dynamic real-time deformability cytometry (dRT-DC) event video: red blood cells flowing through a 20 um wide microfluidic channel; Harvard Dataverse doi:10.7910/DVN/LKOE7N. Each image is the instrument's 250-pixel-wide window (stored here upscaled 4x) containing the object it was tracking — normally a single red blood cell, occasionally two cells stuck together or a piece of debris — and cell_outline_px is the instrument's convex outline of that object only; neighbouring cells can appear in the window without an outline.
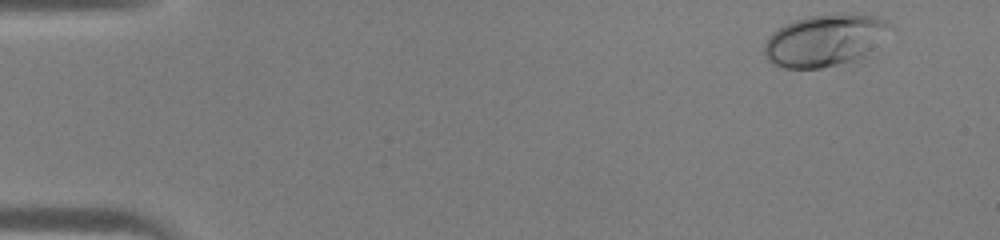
{"species": "human", "species_latin": "Homo sapiens", "temperature_condition": "warm", "stored_images_in_passage": 43, "camera_frame_rate_fps": 3000, "um_per_image_px": 0.085, "donor": {"sex": "male"}, "frame": {"image": 1, "passage_image": 2, "time_ms": 0.333, "image_size_px": [1000, 240], "cell_outline_px": [[896, 28], [864, 56], [856, 60], [820, 68], [784, 68], [768, 60], [764, 52], [764, 44], [768, 36], [772, 32], [784, 24], [808, 16], [836, 12], [840, 12], [872, 16], [884, 20], [892, 24]], "centroid_in_image_um": [70.14, 3.4], "position_along_channel_um": 14.9, "area_um2": 38.38}}
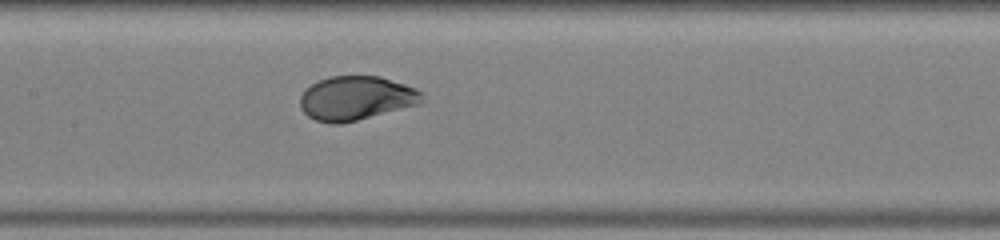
{"frame": {"image": 2, "passage_image": 21, "time_ms": 6.667, "image_size_px": [1000, 240], "cell_outline_px": [[424, 92], [420, 104], [340, 124], [328, 124], [316, 120], [308, 116], [300, 108], [300, 96], [304, 88], [328, 76], [380, 76], [416, 88]], "centroid_in_image_um": [30.25, 8.34], "position_along_channel_um": 177.2, "area_um2": 31.39}}
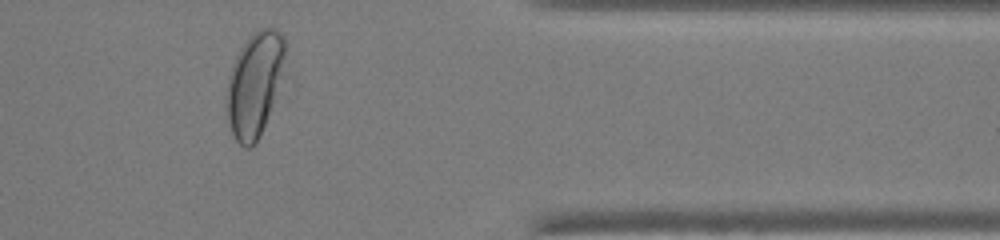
{"frame": {"image": 3, "passage_image": 36, "time_ms": 11.667, "image_size_px": [1000, 240], "cell_outline_px": [[284, 56], [280, 76], [264, 124], [256, 144], [252, 148], [244, 148], [236, 140], [232, 132], [228, 120], [224, 104], [224, 96], [228, 76], [236, 56], [240, 48], [248, 36], [256, 28], [272, 28], [280, 32], [284, 40]], "centroid_in_image_um": [21.55, 7.15], "position_along_channel_um": 389.9, "area_um2": 35.03}}